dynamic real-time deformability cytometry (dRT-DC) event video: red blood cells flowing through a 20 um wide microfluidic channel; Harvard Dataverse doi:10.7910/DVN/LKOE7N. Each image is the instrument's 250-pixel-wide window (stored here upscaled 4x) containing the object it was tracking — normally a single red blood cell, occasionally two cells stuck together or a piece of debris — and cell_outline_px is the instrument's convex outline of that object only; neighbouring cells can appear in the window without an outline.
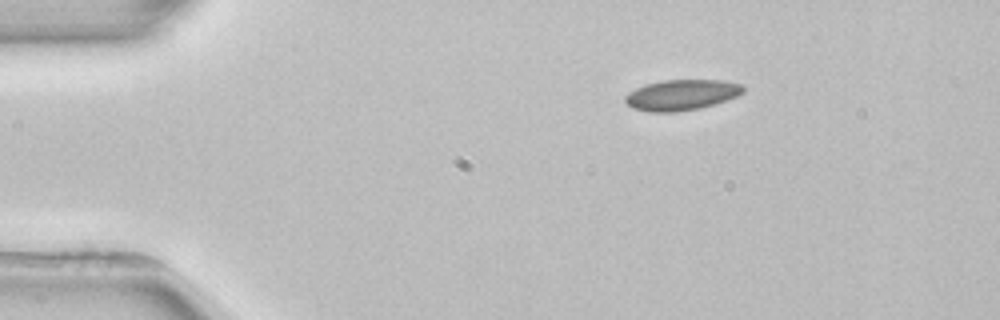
{"species": "common noctule bat (a hibernating species)", "species_latin": "Nyctalus noctula", "temperature_condition": "room temperature", "stored_images_in_passage": 4, "camera_frame_rate_fps": 3000, "um_per_image_px": 0.085, "animal": {"sex": "female", "body_mass_g": 22.7, "forearm_length_mm": 54.2}, "frame": {"image": 1, "passage_image": 2, "time_ms": 1.667, "image_size_px": [1000, 320], "cell_outline_px": [[744, 92], [736, 96], [700, 108], [676, 112], [648, 112], [632, 108], [624, 100], [624, 96], [628, 92], [644, 84], [664, 80], [724, 80], [744, 84]], "centroid_in_image_um": [57.9, 8.06], "position_along_channel_um": 27.1, "area_um2": 21.15}}
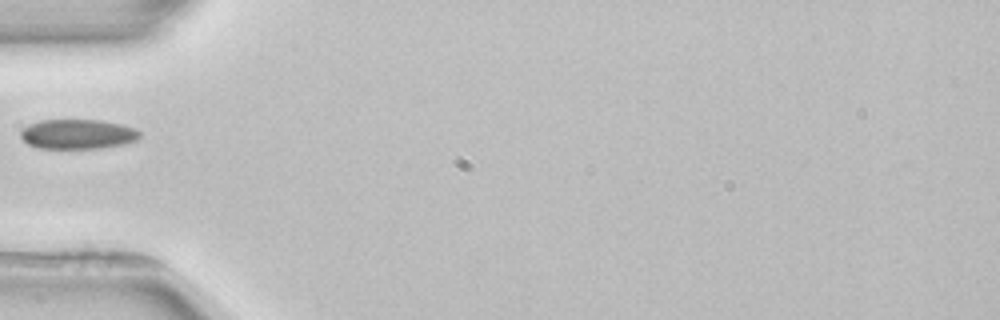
{"frame": {"image": 2, "passage_image": 4, "time_ms": 4.667, "image_size_px": [1000, 320], "cell_outline_px": [[140, 140], [124, 144], [100, 148], [40, 148], [28, 144], [20, 136], [20, 132], [28, 124], [40, 120], [100, 120], [120, 124], [136, 128], [140, 132]], "centroid_in_image_um": [6.63, 11.4], "position_along_channel_um": 78.4, "area_um2": 20.69}}